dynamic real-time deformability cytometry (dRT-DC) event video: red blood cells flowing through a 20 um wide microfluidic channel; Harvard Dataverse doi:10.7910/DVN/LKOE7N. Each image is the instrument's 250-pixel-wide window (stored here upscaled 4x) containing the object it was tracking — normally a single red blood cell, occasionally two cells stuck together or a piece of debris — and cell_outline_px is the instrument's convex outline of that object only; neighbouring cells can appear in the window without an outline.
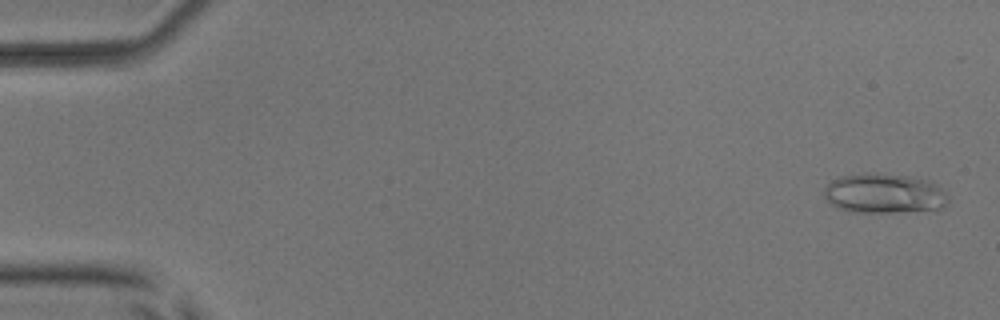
{"species": "common noctule bat (a hibernating species)", "species_latin": "Nyctalus noctula", "temperature_condition": "room temperature", "stored_images_in_passage": 47, "camera_frame_rate_fps": 3000, "um_per_image_px": 0.085, "animal": {"sex": "male", "body_mass_g": 17.9, "forearm_length_mm": 54.2}, "frame": {"image": 1, "passage_image": 2, "time_ms": 0.333, "image_size_px": [1000, 320], "cell_outline_px": [[948, 204], [944, 208], [892, 212], [848, 212], [832, 204], [824, 196], [824, 188], [832, 180], [840, 176], [864, 172], [876, 172], [908, 176], [928, 180], [936, 184], [948, 196]], "centroid_in_image_um": [75.15, 16.43], "position_along_channel_um": 9.9, "area_um2": 28.9}}
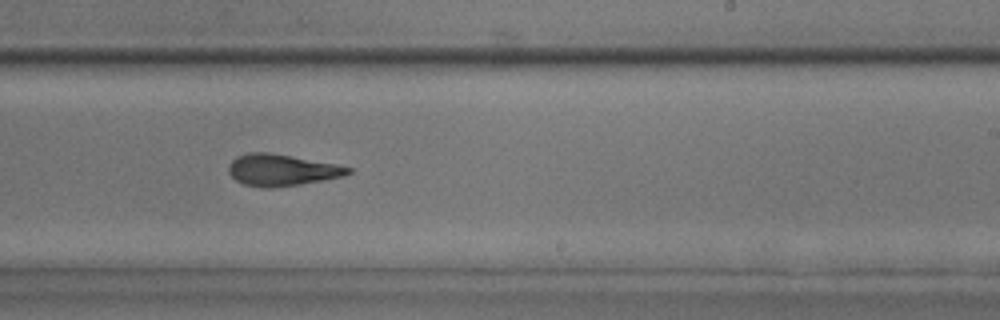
{"frame": {"image": 2, "passage_image": 33, "time_ms": 10.667, "image_size_px": [1000, 320], "cell_outline_px": [[352, 172], [344, 176], [300, 184], [272, 188], [264, 188], [244, 184], [236, 180], [228, 172], [228, 164], [236, 156], [248, 152], [268, 152], [336, 164], [352, 168]], "centroid_in_image_um": [23.92, 14.45], "position_along_channel_um": 265.1, "area_um2": 21.96}}
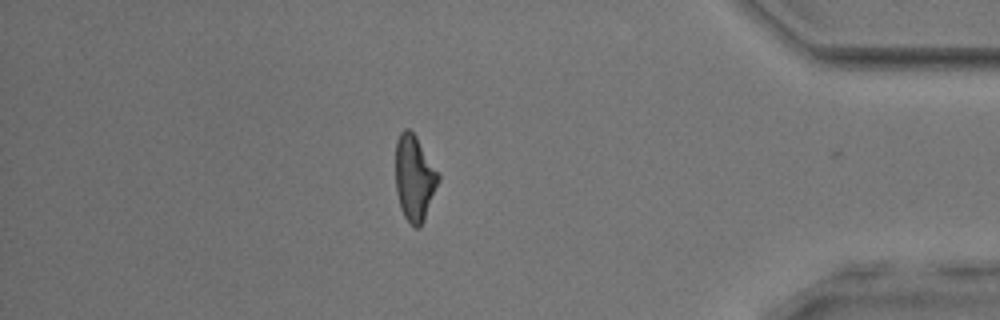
{"frame": {"image": 3, "passage_image": 46, "time_ms": 15.0, "image_size_px": [1000, 320], "cell_outline_px": [[440, 180], [424, 220], [420, 228], [416, 228], [404, 216], [400, 208], [396, 192], [396, 140], [400, 132], [404, 128], [408, 128], [416, 136], [440, 176]], "centroid_in_image_um": [35.22, 15.13], "position_along_channel_um": 400.0, "area_um2": 21.27}, "authors_computed_cell_mechanics": {"area_um2": 22.0796, "velocity_mm_per_s": 3.9095, "shape_relaxation_time_tau1_ms": null, "shape_relaxation_time_tau2_ms": 2.3004, "deformation_change_tau1": null, "deformation_change_tau2": 0.1096}}